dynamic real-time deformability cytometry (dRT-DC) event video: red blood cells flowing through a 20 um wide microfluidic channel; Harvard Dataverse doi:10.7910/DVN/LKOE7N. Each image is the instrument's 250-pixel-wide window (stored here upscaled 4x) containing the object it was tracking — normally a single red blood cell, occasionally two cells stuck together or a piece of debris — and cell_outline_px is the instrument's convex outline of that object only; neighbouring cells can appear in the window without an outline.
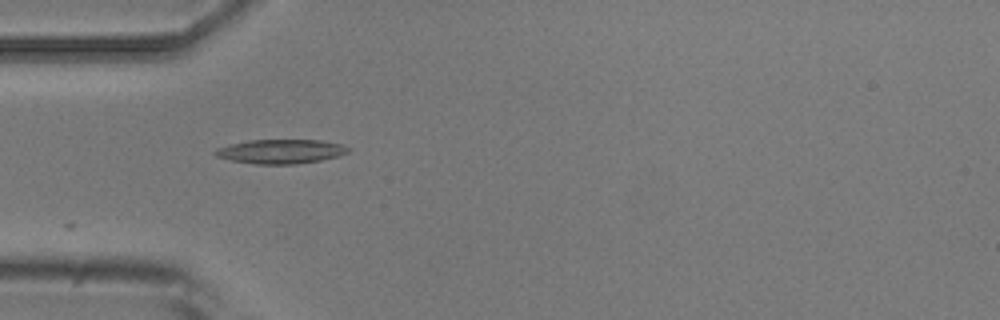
{"species": "common noctule bat (a hibernating species)", "species_latin": "Nyctalus noctula", "temperature_condition": "room temperature", "stored_images_in_passage": 5, "camera_frame_rate_fps": 3000, "um_per_image_px": 0.085, "animal": {"sex": "male", "body_mass_g": 20.5, "forearm_length_mm": 52.5}, "frame": {"image": 1, "passage_image": 5, "time_ms": 4.667, "image_size_px": [1000, 320], "cell_outline_px": [[352, 148], [348, 152], [340, 156], [320, 160], [296, 164], [256, 164], [232, 160], [216, 156], [212, 152], [216, 148], [248, 140], [324, 140], [340, 144]], "centroid_in_image_um": [23.9, 12.87], "position_along_channel_um": 61.1, "area_um2": 18.79}}